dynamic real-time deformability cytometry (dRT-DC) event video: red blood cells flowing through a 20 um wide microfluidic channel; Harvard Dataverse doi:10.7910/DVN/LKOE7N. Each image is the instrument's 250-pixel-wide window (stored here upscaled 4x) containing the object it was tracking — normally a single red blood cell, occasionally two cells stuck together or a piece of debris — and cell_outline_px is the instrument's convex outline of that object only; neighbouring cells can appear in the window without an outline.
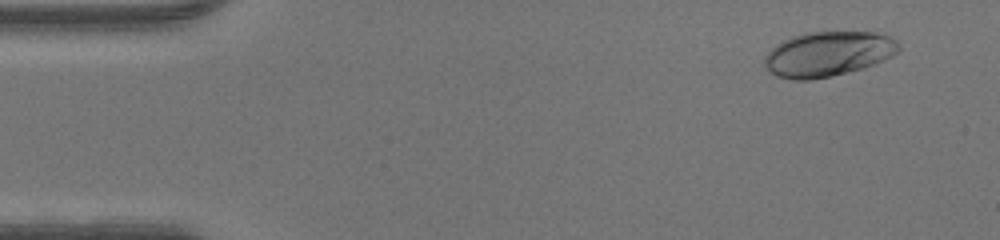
{"species": "human", "species_latin": "Homo sapiens", "temperature_condition": "warm", "stored_images_in_passage": 48, "camera_frame_rate_fps": 3000, "um_per_image_px": 0.085, "donor": {"sex": "male"}, "frame": {"image": 1, "passage_image": 4, "time_ms": 1.0, "image_size_px": [1000, 240], "cell_outline_px": [[900, 48], [892, 56], [884, 60], [864, 68], [812, 80], [796, 80], [776, 76], [768, 72], [764, 68], [764, 56], [772, 48], [784, 40], [792, 36], [804, 32], [872, 32], [888, 36], [896, 40], [900, 44]], "centroid_in_image_um": [70.35, 4.59], "position_along_channel_um": 14.6, "area_um2": 35.2}}
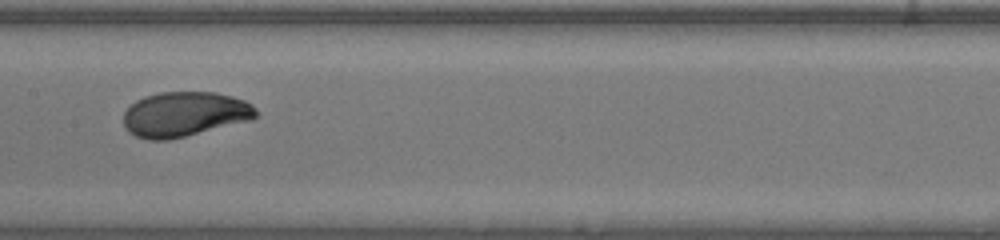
{"frame": {"image": 2, "passage_image": 24, "time_ms": 7.667, "image_size_px": [1000, 240], "cell_outline_px": [[256, 116], [252, 120], [168, 140], [148, 140], [136, 136], [128, 132], [124, 124], [124, 112], [136, 100], [144, 96], [160, 92], [216, 92], [232, 96], [244, 100], [252, 104], [256, 108]], "centroid_in_image_um": [15.69, 9.7], "position_along_channel_um": 191.7, "area_um2": 34.68}}
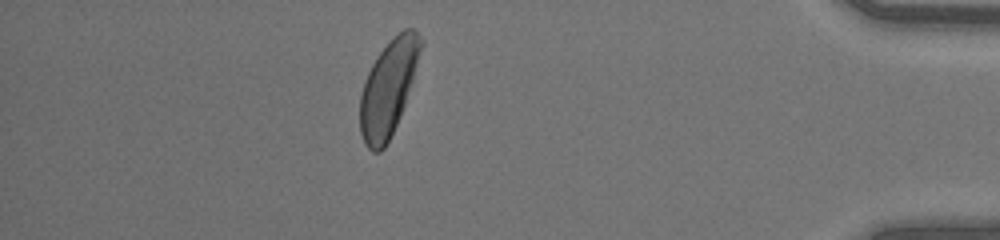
{"frame": {"image": 3, "passage_image": 42, "time_ms": 13.667, "image_size_px": [1000, 240], "cell_outline_px": [[424, 44], [400, 116], [384, 148], [380, 152], [372, 152], [364, 144], [360, 132], [360, 96], [364, 80], [372, 64], [380, 52], [392, 36], [404, 28], [412, 28], [424, 40]], "centroid_in_image_um": [33.0, 7.45], "position_along_channel_um": 402.2, "area_um2": 33.58}}